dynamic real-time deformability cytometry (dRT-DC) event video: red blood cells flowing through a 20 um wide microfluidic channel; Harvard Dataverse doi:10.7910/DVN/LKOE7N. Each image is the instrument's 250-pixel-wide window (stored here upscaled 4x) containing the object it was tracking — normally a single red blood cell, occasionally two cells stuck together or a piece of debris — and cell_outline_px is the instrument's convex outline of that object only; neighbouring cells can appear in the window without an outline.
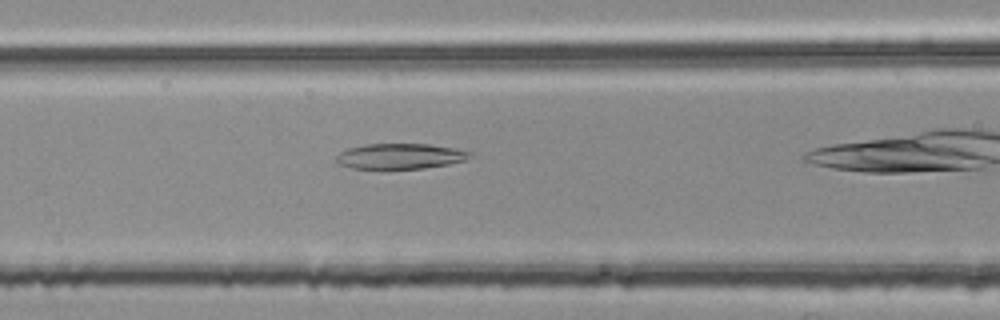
{"species": "common noctule bat (a hibernating species)", "species_latin": "Nyctalus noctula", "temperature_condition": "room temperature", "stored_images_in_passage": 32, "camera_frame_rate_fps": 3000, "um_per_image_px": 0.085, "animal": {"sex": "female", "body_mass_g": 25.1}, "frame": {"image": 1, "passage_image": 12, "time_ms": 3.667, "image_size_px": [1000, 320], "cell_outline_px": [[472, 156], [464, 160], [448, 164], [424, 168], [352, 168], [340, 164], [336, 160], [336, 156], [340, 152], [348, 148], [368, 144], [428, 144], [456, 148], [472, 152]], "centroid_in_image_um": [34.04, 13.27], "position_along_channel_um": 132.6, "area_um2": 19.59}}
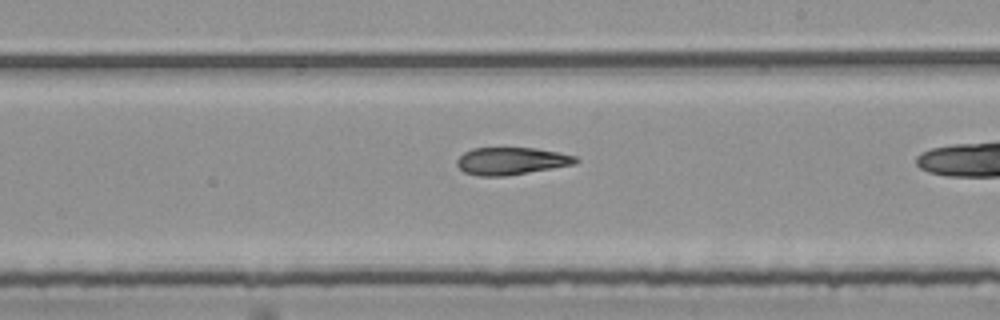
{"frame": {"image": 2, "passage_image": 21, "time_ms": 6.667, "image_size_px": [1000, 320], "cell_outline_px": [[580, 160], [576, 164], [508, 176], [480, 176], [464, 172], [456, 164], [456, 160], [464, 152], [472, 148], [536, 148], [560, 152], [576, 156]], "centroid_in_image_um": [43.49, 13.68], "position_along_channel_um": 245.5, "area_um2": 19.13}}
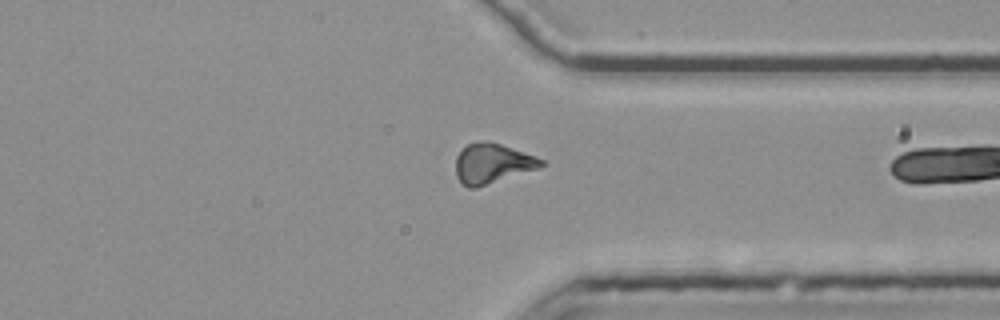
{"frame": {"image": 3, "passage_image": 31, "time_ms": 10.0, "image_size_px": [1000, 320], "cell_outline_px": [[548, 164], [540, 168], [476, 188], [468, 188], [456, 176], [456, 156], [468, 144], [476, 140], [480, 140], [500, 144], [536, 156], [544, 160]], "centroid_in_image_um": [41.88, 13.9], "position_along_channel_um": 369.5, "area_um2": 19.94}}